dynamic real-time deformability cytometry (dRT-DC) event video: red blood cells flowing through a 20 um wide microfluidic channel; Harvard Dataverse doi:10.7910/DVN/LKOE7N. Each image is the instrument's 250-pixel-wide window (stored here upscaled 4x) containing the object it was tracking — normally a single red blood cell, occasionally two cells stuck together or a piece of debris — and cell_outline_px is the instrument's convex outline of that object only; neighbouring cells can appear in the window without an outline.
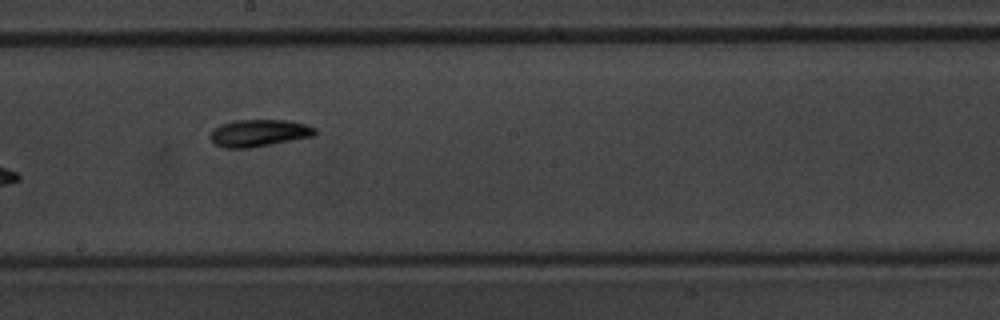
{"species": "common noctule bat (a hibernating species)", "species_latin": "Nyctalus noctula", "temperature_condition": "warm", "stored_images_in_passage": 8, "camera_frame_rate_fps": 3000, "um_per_image_px": 0.085, "animal": {"sex": "male", "body_mass_g": 20.1, "forearm_length_mm": 53.5}, "frame": {"image": 1, "passage_image": 7, "time_ms": 8.667, "image_size_px": [1000, 320], "cell_outline_px": [[316, 136], [252, 148], [224, 148], [216, 144], [208, 136], [212, 128], [220, 124], [232, 120], [288, 120], [304, 124], [316, 128]], "centroid_in_image_um": [21.99, 11.31], "position_along_channel_um": 226.2, "area_um2": 16.88}}